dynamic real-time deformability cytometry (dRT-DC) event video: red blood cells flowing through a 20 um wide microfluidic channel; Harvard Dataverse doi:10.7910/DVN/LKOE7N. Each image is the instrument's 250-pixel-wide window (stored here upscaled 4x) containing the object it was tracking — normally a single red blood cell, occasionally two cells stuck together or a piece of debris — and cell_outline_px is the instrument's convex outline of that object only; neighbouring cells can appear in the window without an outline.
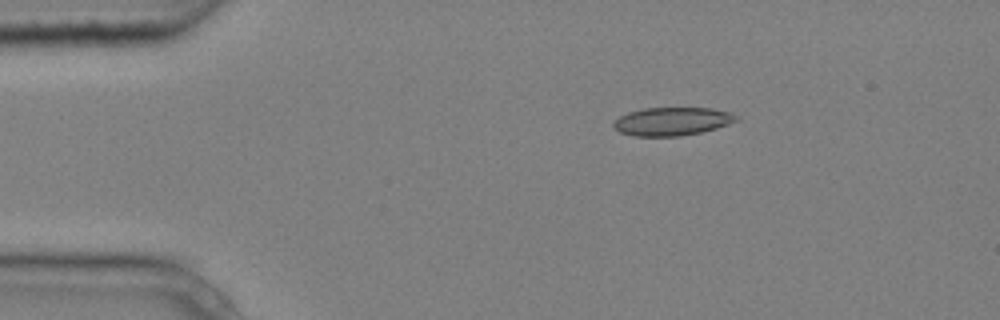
{"species": "common noctule bat (a hibernating species)", "species_latin": "Nyctalus noctula", "temperature_condition": "cold", "stored_images_in_passage": 5, "camera_frame_rate_fps": 3000, "um_per_image_px": 0.085, "animal": {"sex": "male", "body_mass_g": 20.4}, "frame": {"image": 1, "passage_image": 2, "time_ms": 0.333, "image_size_px": [1000, 320], "cell_outline_px": [[740, 120], [716, 128], [700, 132], [680, 136], [632, 136], [620, 132], [612, 124], [620, 116], [628, 112], [644, 108], [712, 108], [732, 112]], "centroid_in_image_um": [57.15, 10.31], "position_along_channel_um": 27.9, "area_um2": 20.17}}
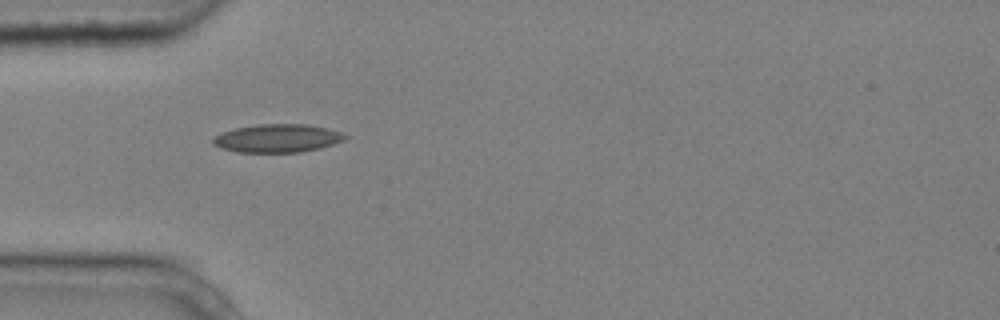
{"frame": {"image": 2, "passage_image": 4, "time_ms": 1.0, "image_size_px": [1000, 320], "cell_outline_px": [[348, 136], [344, 140], [320, 148], [300, 152], [236, 152], [220, 148], [212, 144], [212, 140], [216, 136], [224, 132], [236, 128], [260, 124], [304, 124], [328, 128], [340, 132]], "centroid_in_image_um": [23.58, 11.76], "position_along_channel_um": 61.4, "area_um2": 21.56}}
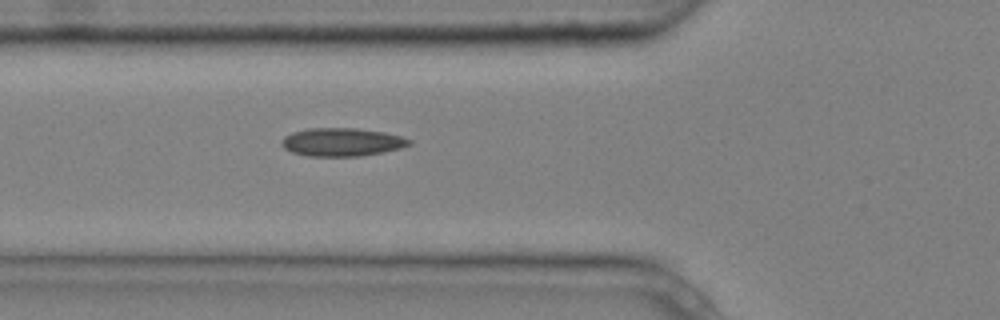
{"frame": {"image": 3, "passage_image": 5, "time_ms": 1.333, "image_size_px": [1000, 320], "cell_outline_px": [[412, 144], [400, 148], [384, 152], [360, 156], [308, 156], [292, 152], [284, 148], [280, 144], [280, 140], [284, 136], [292, 132], [308, 128], [356, 128], [384, 132], [400, 136], [412, 140]], "centroid_in_image_um": [29.04, 12.07], "position_along_channel_um": 96.8, "area_um2": 21.1}}